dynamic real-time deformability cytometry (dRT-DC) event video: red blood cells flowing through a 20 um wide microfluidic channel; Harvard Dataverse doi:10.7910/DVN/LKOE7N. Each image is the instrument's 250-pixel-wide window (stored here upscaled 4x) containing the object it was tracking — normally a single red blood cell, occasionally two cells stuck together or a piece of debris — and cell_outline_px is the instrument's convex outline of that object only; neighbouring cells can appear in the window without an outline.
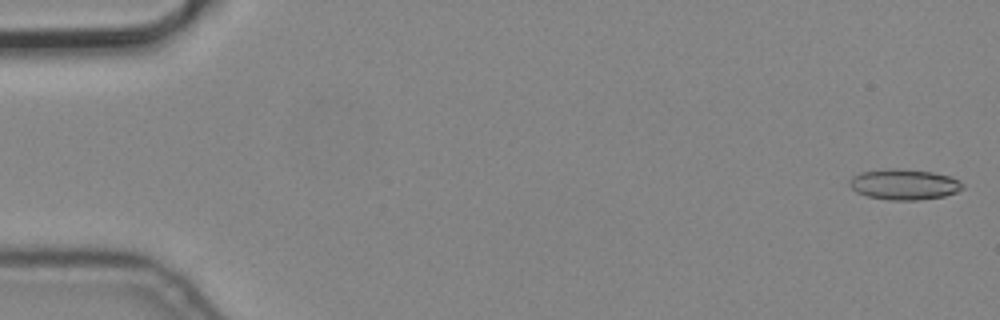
{"species": "common noctule bat (a hibernating species)", "species_latin": "Nyctalus noctula", "temperature_condition": "cold", "stored_images_in_passage": 6, "segment_of_instrument_passage": [2, 2], "camera_frame_rate_fps": 3000, "um_per_image_px": 0.085, "animal": {"sex": "male", "body_mass_g": 19.2, "forearm_length_mm": 51.8}, "frame": {"image": 1, "passage_image": 6, "time_ms": 1.667, "image_size_px": [1000, 320], "cell_outline_px": [[964, 188], [956, 192], [944, 196], [920, 200], [888, 200], [868, 196], [856, 192], [848, 184], [848, 180], [852, 176], [860, 172], [888, 168], [900, 168], [932, 172], [948, 176], [960, 180], [964, 184]], "centroid_in_image_um": [76.83, 15.67], "position_along_channel_um": 8.2, "area_um2": 20.4}}